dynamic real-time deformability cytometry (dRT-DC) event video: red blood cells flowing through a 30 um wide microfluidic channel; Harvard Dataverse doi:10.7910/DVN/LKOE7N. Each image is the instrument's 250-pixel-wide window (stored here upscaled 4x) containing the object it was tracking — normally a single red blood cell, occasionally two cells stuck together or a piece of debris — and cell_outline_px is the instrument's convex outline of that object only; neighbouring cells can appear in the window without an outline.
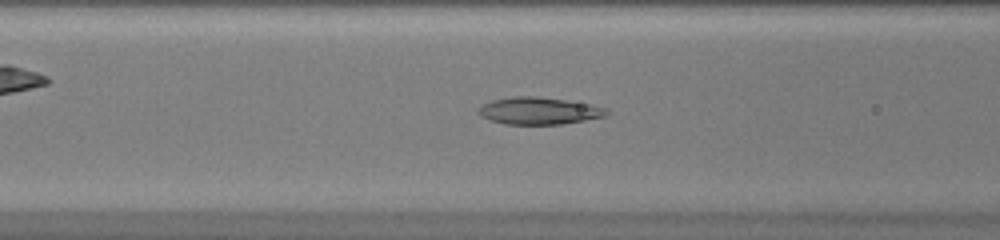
{"species": "common noctule bat (a hibernating species)", "species_latin": "Nyctalus noctula", "temperature_condition": "warm", "stored_images_in_passage": 44, "camera_frame_rate_fps": 3000, "um_per_image_px": 0.085, "animal": {"sex": "female", "body_mass_g": 20.0, "forearm_length_mm": 54.0}, "frame": {"image": 1, "passage_image": 14, "time_ms": 4.333, "image_size_px": [1000, 240], "cell_outline_px": [[608, 116], [560, 124], [504, 124], [480, 116], [476, 112], [476, 108], [492, 100], [512, 96], [536, 96], [592, 104], [604, 108], [608, 112]], "centroid_in_image_um": [45.77, 9.41], "position_along_channel_um": 120.8, "area_um2": 20.23}}
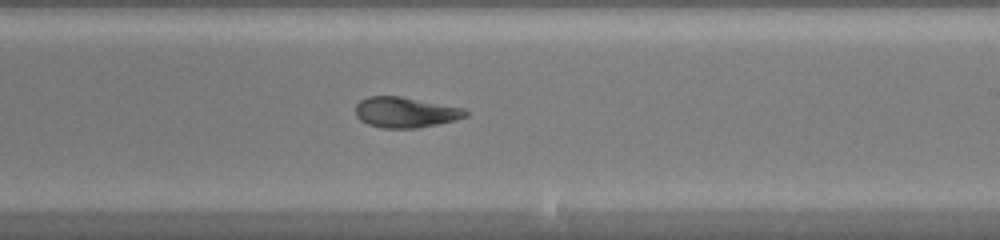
{"frame": {"image": 2, "passage_image": 24, "time_ms": 7.667, "image_size_px": [1000, 240], "cell_outline_px": [[468, 116], [436, 124], [416, 128], [384, 128], [368, 124], [360, 120], [356, 116], [356, 104], [360, 100], [368, 96], [400, 96], [464, 108], [468, 112]], "centroid_in_image_um": [34.43, 9.54], "position_along_channel_um": 254.6, "area_um2": 19.42}}
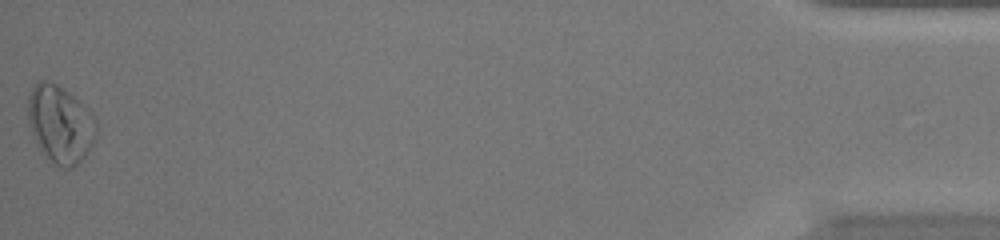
{"frame": {"image": 3, "passage_image": 44, "time_ms": 14.333, "image_size_px": [1000, 240], "cell_outline_px": [[96, 136], [92, 144], [84, 156], [76, 164], [68, 168], [60, 168], [48, 156], [36, 140], [32, 132], [28, 120], [28, 96], [36, 80], [44, 80], [56, 84], [88, 108], [96, 116]], "centroid_in_image_um": [5.13, 10.51], "position_along_channel_um": 430.1, "area_um2": 30.23}, "authors_computed_cell_mechanics": {"area_um2": 20.4323, "velocity_mm_per_s": 4.0179, "shape_relaxation_time_tau1_ms": null, "shape_relaxation_time_tau2_ms": 3.1194, "deformation_change_tau1": null, "deformation_change_tau2": 0.0972}}